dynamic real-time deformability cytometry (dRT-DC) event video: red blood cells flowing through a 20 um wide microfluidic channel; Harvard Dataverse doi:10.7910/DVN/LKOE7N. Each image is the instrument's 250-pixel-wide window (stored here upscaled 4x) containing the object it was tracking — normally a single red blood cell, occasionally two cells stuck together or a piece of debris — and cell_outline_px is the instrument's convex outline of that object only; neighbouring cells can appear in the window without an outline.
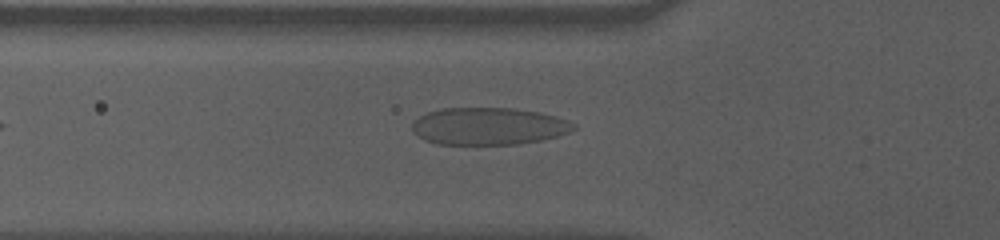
{"species": "human", "species_latin": "Homo sapiens", "temperature_condition": "cold", "stored_images_in_passage": 37, "camera_frame_rate_fps": 3000, "um_per_image_px": 0.085, "donor": {"sex": "male"}, "frame": {"image": 1, "passage_image": 3, "time_ms": 0.667, "image_size_px": [1000, 240], "cell_outline_px": [[576, 128], [568, 132], [556, 136], [540, 140], [516, 144], [436, 144], [424, 140], [412, 132], [412, 120], [428, 112], [440, 108], [512, 108], [540, 112], [556, 116], [568, 120], [576, 124]], "centroid_in_image_um": [41.5, 10.72], "position_along_channel_um": 84.3, "area_um2": 35.2}}
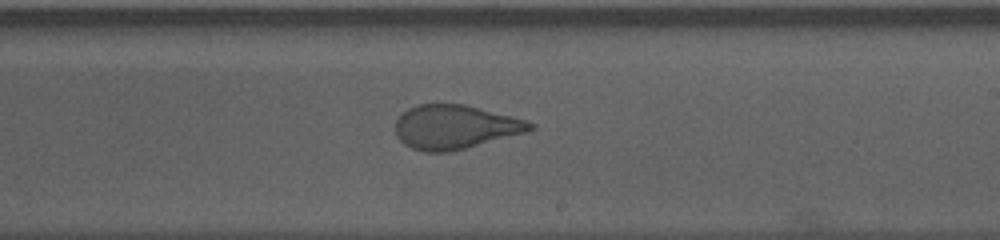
{"frame": {"image": 2, "passage_image": 17, "time_ms": 5.333, "image_size_px": [1000, 240], "cell_outline_px": [[536, 128], [528, 132], [448, 152], [424, 152], [412, 148], [404, 144], [396, 136], [396, 120], [408, 108], [420, 104], [464, 104], [512, 116], [536, 124]], "centroid_in_image_um": [38.69, 10.79], "position_along_channel_um": 250.3, "area_um2": 34.39}}
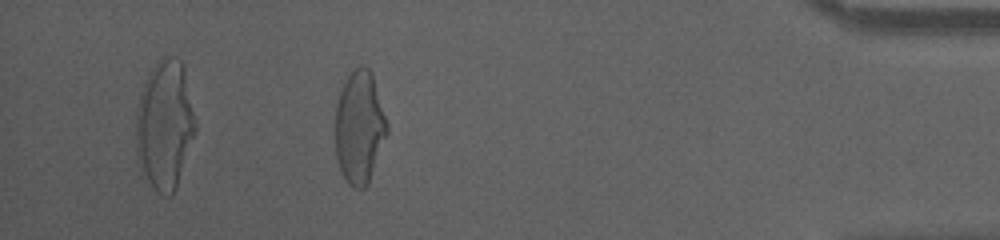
{"frame": {"image": 3, "passage_image": 34, "time_ms": 11.0, "image_size_px": [1000, 240], "cell_outline_px": [[388, 132], [368, 184], [364, 188], [352, 188], [348, 184], [340, 172], [336, 156], [336, 108], [340, 92], [348, 76], [360, 64], [368, 68], [372, 72], [388, 124]], "centroid_in_image_um": [30.56, 10.85], "position_along_channel_um": 404.6, "area_um2": 33.93}}